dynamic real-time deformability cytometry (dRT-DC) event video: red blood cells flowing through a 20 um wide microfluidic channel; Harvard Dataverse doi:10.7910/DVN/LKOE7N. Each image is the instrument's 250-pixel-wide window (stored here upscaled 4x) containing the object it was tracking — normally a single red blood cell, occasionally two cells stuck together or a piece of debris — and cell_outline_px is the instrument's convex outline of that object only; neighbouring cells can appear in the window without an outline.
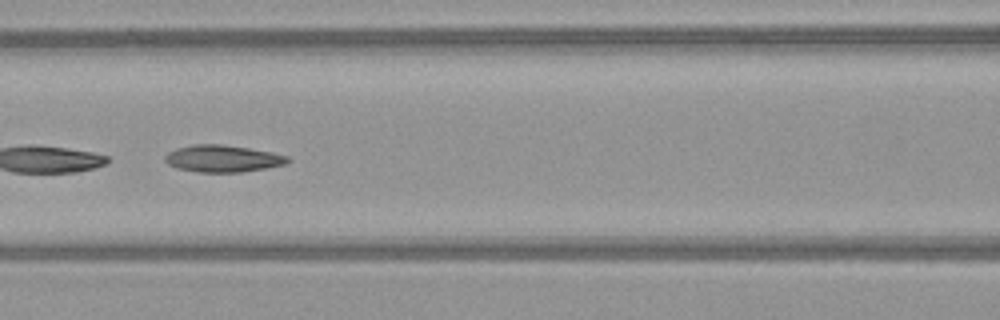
{"species": "common noctule bat (a hibernating species)", "species_latin": "Nyctalus noctula", "temperature_condition": "warm", "stored_images_in_passage": 16, "camera_frame_rate_fps": 3000, "um_per_image_px": 0.085, "animal": {"sex": "female", "body_mass_g": 21.9}, "frame": {"image": 1, "passage_image": 12, "time_ms": 3.667, "image_size_px": [1000, 320], "cell_outline_px": [[292, 160], [288, 164], [240, 172], [196, 172], [176, 168], [168, 164], [164, 160], [164, 156], [168, 152], [176, 148], [192, 144], [220, 144], [248, 148], [272, 152], [288, 156]], "centroid_in_image_um": [18.92, 13.48], "position_along_channel_um": 147.7, "area_um2": 19.42}}